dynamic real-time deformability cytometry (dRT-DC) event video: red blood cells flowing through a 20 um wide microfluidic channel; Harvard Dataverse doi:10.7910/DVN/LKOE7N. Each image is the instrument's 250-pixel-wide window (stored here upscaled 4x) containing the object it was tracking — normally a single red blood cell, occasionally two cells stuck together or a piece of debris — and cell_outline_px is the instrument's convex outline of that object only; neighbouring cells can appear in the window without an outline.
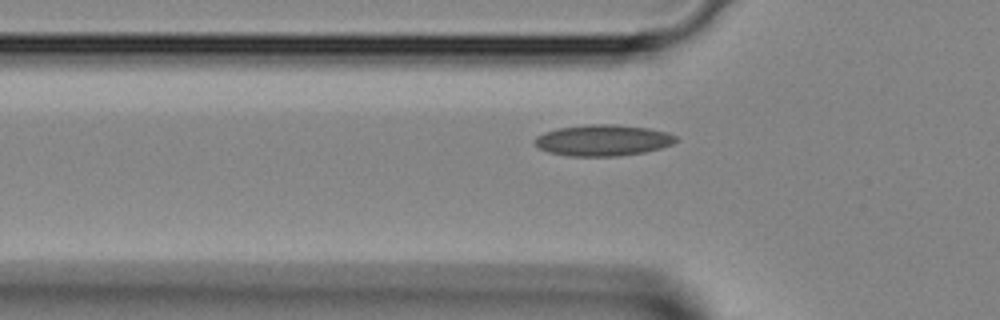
{"species": "Egyptian fruit bat (a non-hibernating species)", "species_latin": "Rousettus aegyptiacus", "temperature_condition": "room temperature", "stored_images_in_passage": 16, "camera_frame_rate_fps": 3000, "um_per_image_px": 0.085, "animal": {"sex": "female"}, "frame": {"image": 1, "passage_image": 4, "time_ms": 1.0, "image_size_px": [1000, 320], "cell_outline_px": [[680, 140], [672, 144], [660, 148], [644, 152], [620, 156], [568, 156], [548, 152], [540, 148], [532, 140], [536, 136], [544, 132], [556, 128], [588, 124], [616, 124], [648, 128], [668, 132], [676, 136]], "centroid_in_image_um": [51.25, 11.92], "position_along_channel_um": 74.6, "area_um2": 25.89}}
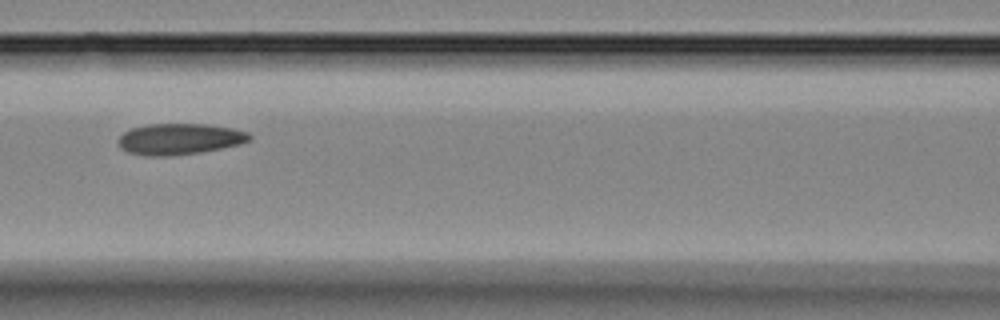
{"frame": {"image": 2, "passage_image": 9, "time_ms": 2.667, "image_size_px": [1000, 320], "cell_outline_px": [[252, 140], [240, 144], [200, 152], [168, 156], [144, 156], [128, 152], [120, 148], [116, 140], [124, 132], [132, 128], [148, 124], [204, 124], [232, 128], [248, 132], [252, 136]], "centroid_in_image_um": [15.24, 11.82], "position_along_channel_um": 151.4, "area_um2": 23.87}}
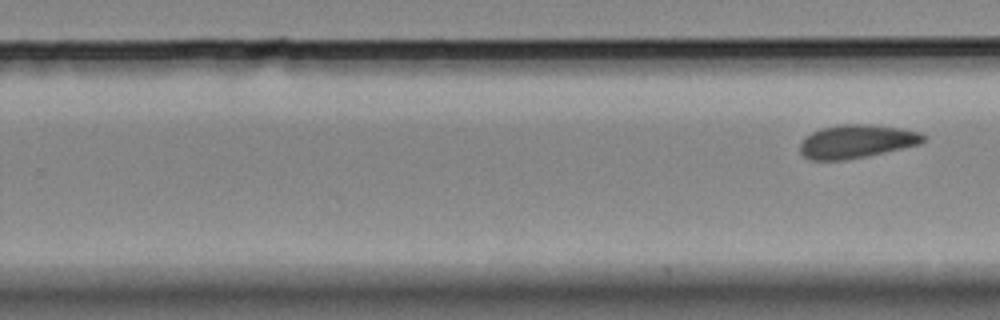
{"frame": {"image": 3, "passage_image": 16, "time_ms": 5.0, "image_size_px": [1000, 320], "cell_outline_px": [[928, 140], [920, 144], [884, 152], [844, 160], [808, 160], [800, 152], [800, 144], [812, 132], [820, 128], [844, 124], [868, 124], [900, 128], [920, 132], [928, 136]], "centroid_in_image_um": [72.84, 12.01], "position_along_channel_um": 257.0, "area_um2": 23.93}}